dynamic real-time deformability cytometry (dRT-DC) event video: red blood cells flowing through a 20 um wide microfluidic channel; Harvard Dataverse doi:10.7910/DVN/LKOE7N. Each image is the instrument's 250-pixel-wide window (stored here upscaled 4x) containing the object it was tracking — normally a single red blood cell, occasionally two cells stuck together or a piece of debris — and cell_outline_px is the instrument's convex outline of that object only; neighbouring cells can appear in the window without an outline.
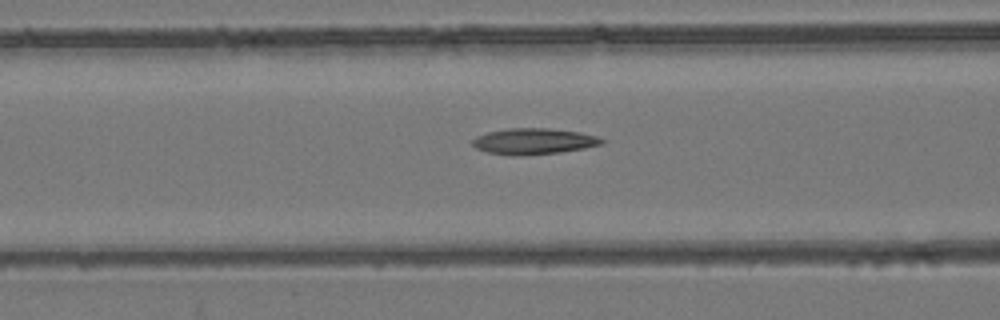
{"species": "common noctule bat (a hibernating species)", "species_latin": "Nyctalus noctula", "temperature_condition": "room temperature", "stored_images_in_passage": 45, "camera_frame_rate_fps": 3000, "um_per_image_px": 0.085, "animal": {"sex": "female", "body_mass_g": 24.6, "forearm_length_mm": 56.2}, "frame": {"image": 1, "passage_image": 13, "time_ms": 4.0, "image_size_px": [1000, 320], "cell_outline_px": [[604, 144], [584, 148], [560, 152], [524, 156], [508, 156], [488, 152], [476, 148], [472, 144], [472, 140], [476, 136], [488, 132], [508, 128], [548, 128], [580, 132], [596, 136], [604, 140]], "centroid_in_image_um": [45.35, 12.02], "position_along_channel_um": 121.3, "area_um2": 19.77}}
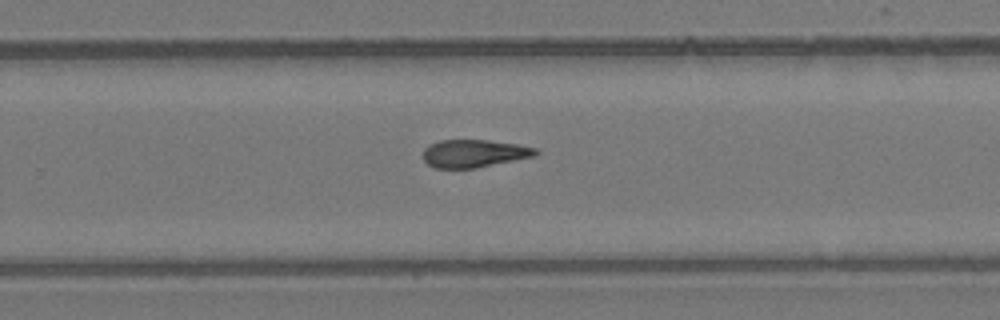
{"frame": {"image": 2, "passage_image": 26, "time_ms": 8.333, "image_size_px": [1000, 320], "cell_outline_px": [[540, 152], [536, 156], [476, 168], [436, 168], [428, 164], [424, 160], [424, 148], [428, 144], [440, 140], [488, 140], [516, 144], [536, 148]], "centroid_in_image_um": [40.31, 13.04], "position_along_channel_um": 289.5, "area_um2": 18.26}}
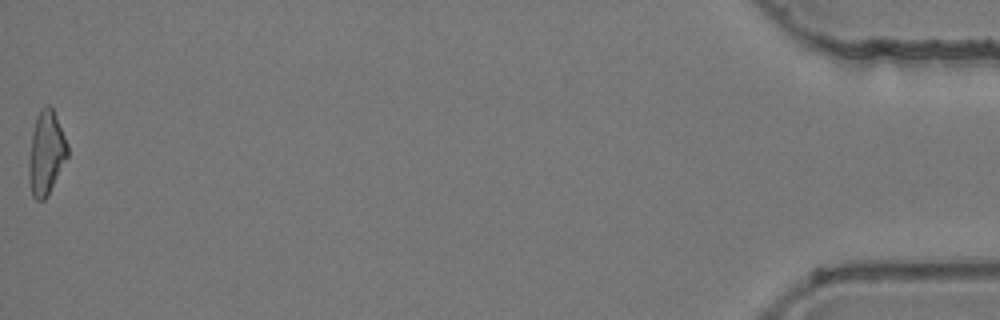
{"frame": {"image": 3, "passage_image": 45, "time_ms": 14.667, "image_size_px": [1000, 320], "cell_outline_px": [[68, 156], [48, 196], [44, 200], [36, 200], [32, 196], [28, 176], [28, 164], [32, 132], [36, 116], [40, 108], [48, 104], [52, 108], [56, 116], [68, 144]], "centroid_in_image_um": [3.91, 13.01], "position_along_channel_um": 431.3, "area_um2": 19.02}, "authors_computed_cell_mechanics": {"area_um2": 19.0162, "velocity_mm_per_s": 3.8875, "shape_relaxation_time_tau1_ms": null, "shape_relaxation_time_tau2_ms": 7.3493, "deformation_change_tau1": null, "deformation_change_tau2": 0.1773}}